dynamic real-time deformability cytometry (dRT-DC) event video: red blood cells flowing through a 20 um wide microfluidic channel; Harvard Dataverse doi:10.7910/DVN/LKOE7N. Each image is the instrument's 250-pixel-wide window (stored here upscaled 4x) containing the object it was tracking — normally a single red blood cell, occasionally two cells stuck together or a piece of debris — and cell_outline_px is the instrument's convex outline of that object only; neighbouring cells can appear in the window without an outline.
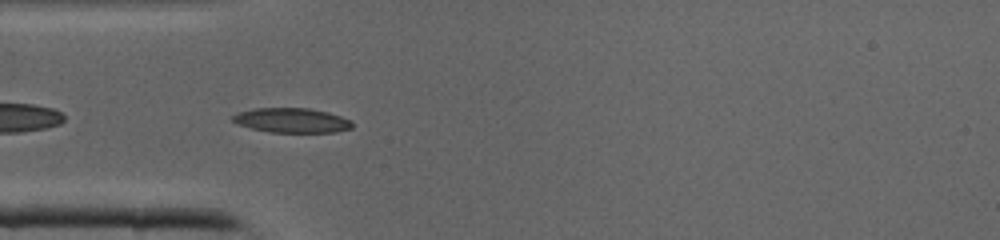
{"species": "common noctule bat (a hibernating species)", "species_latin": "Nyctalus noctula", "temperature_condition": "cold", "stored_images_in_passage": 30, "camera_frame_rate_fps": 3000, "um_per_image_px": 0.085, "animal": {"sex": "male", "body_mass_g": 19.0, "forearm_length_mm": 50.8}, "frame": {"image": 1, "passage_image": 5, "time_ms": 1.333, "image_size_px": [1000, 240], "cell_outline_px": [[352, 128], [336, 132], [268, 132], [236, 124], [232, 120], [232, 116], [240, 112], [252, 108], [308, 108], [328, 112], [340, 116], [348, 120], [352, 124]], "centroid_in_image_um": [24.77, 10.23], "position_along_channel_um": 60.2, "area_um2": 17.05}}
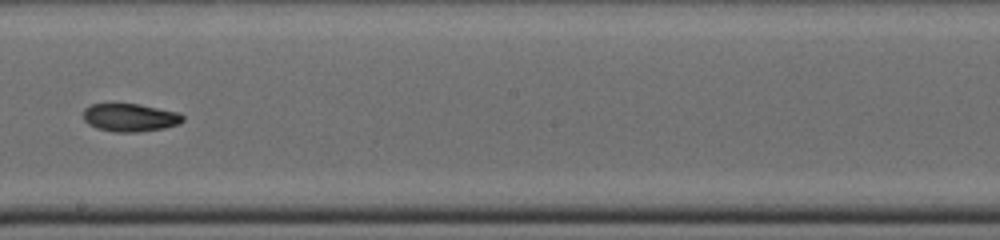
{"frame": {"image": 2, "passage_image": 16, "time_ms": 5.0, "image_size_px": [1000, 240], "cell_outline_px": [[184, 120], [180, 124], [164, 128], [136, 132], [116, 132], [96, 128], [88, 124], [84, 120], [84, 108], [92, 104], [140, 104], [180, 112], [184, 116]], "centroid_in_image_um": [11.09, 9.99], "position_along_channel_um": 237.1, "area_um2": 16.36}}
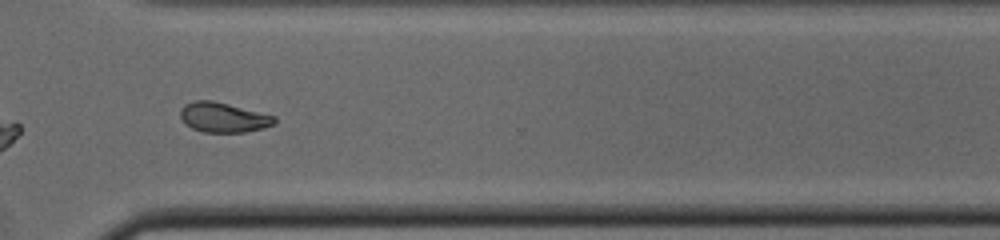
{"frame": {"image": 3, "passage_image": 23, "time_ms": 7.333, "image_size_px": [1000, 240], "cell_outline_px": [[276, 124], [264, 128], [244, 132], [204, 132], [192, 128], [184, 124], [180, 116], [180, 108], [184, 104], [196, 100], [212, 100], [276, 116]], "centroid_in_image_um": [18.97, 9.98], "position_along_channel_um": 351.6, "area_um2": 16.47}}